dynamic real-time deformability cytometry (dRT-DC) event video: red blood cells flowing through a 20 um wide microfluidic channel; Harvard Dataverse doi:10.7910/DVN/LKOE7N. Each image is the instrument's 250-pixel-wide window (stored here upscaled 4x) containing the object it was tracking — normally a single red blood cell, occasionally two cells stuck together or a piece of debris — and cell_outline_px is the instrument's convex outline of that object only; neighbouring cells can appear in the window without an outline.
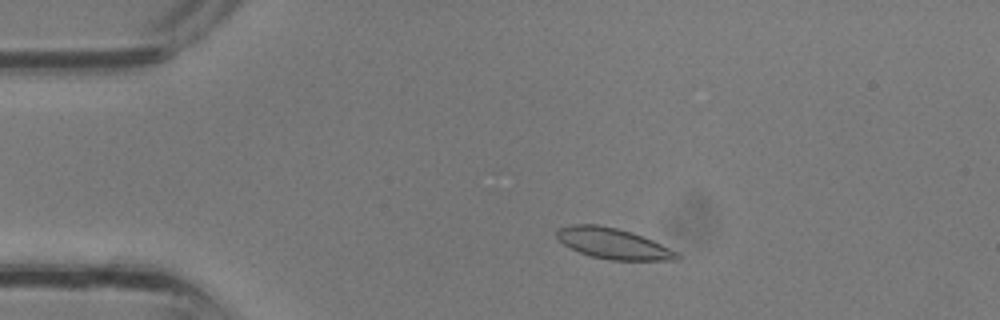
{"species": "common noctule bat (a hibernating species)", "species_latin": "Nyctalus noctula", "temperature_condition": "room temperature", "stored_images_in_passage": 33, "camera_frame_rate_fps": 3000, "um_per_image_px": 0.085, "animal": {"sex": "male", "body_mass_g": 13.3}, "frame": {"image": 1, "passage_image": 5, "time_ms": 1.333, "image_size_px": [1000, 320], "cell_outline_px": [[680, 260], [612, 260], [588, 256], [564, 244], [556, 236], [556, 232], [560, 228], [572, 224], [596, 224], [616, 228], [632, 232], [652, 240], [680, 252]], "centroid_in_image_um": [52.16, 20.71], "position_along_channel_um": 32.8, "area_um2": 21.5}}
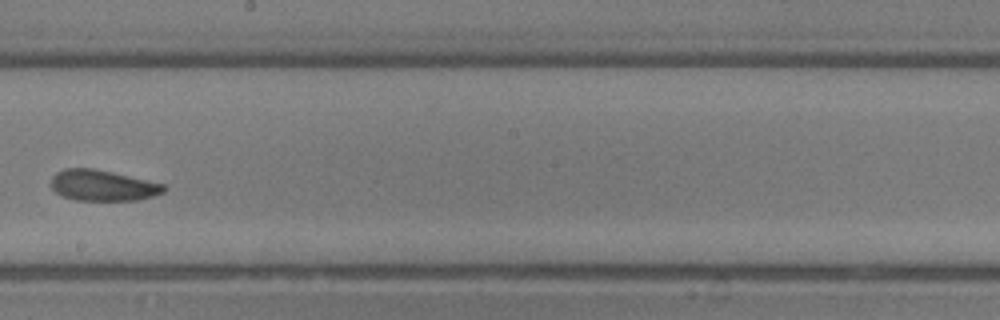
{"frame": {"image": 2, "passage_image": 18, "time_ms": 5.667, "image_size_px": [1000, 320], "cell_outline_px": [[164, 192], [156, 196], [136, 200], [76, 200], [64, 196], [56, 192], [52, 188], [52, 176], [56, 172], [64, 168], [92, 168], [112, 172], [164, 184]], "centroid_in_image_um": [8.73, 15.76], "position_along_channel_um": 239.5, "area_um2": 20.11}}
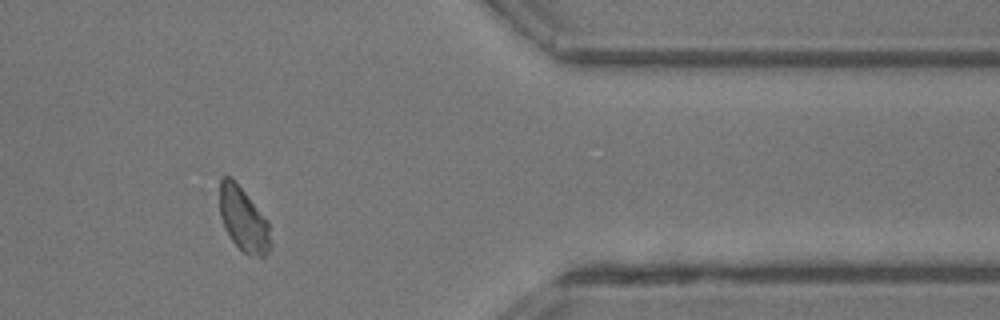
{"frame": {"image": 3, "passage_image": 27, "time_ms": 8.667, "image_size_px": [1000, 320], "cell_outline_px": [[272, 244], [268, 252], [264, 256], [248, 256], [232, 240], [224, 228], [220, 216], [220, 176], [228, 176], [244, 192], [268, 220]], "centroid_in_image_um": [20.7, 18.69], "position_along_channel_um": 390.7, "area_um2": 18.84}}